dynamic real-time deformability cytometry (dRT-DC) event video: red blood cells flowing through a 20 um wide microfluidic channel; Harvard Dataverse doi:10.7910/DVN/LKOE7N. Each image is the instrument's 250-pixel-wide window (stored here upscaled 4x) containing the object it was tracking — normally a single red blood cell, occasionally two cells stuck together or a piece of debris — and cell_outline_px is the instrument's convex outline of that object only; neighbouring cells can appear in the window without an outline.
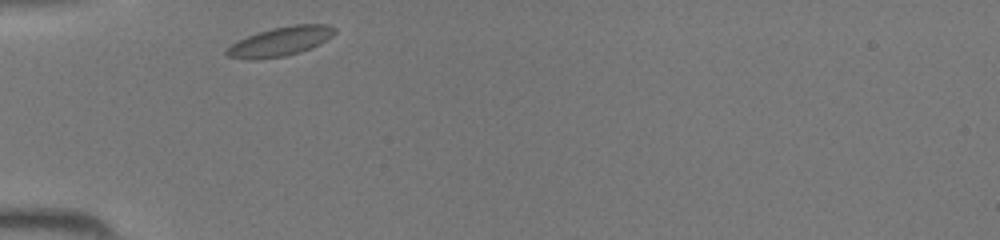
{"species": "common noctule bat (a hibernating species)", "species_latin": "Nyctalus noctula", "temperature_condition": "room temperature", "stored_images_in_passage": 25, "camera_frame_rate_fps": 3000, "um_per_image_px": 0.085, "animal": {"sex": "female", "body_mass_g": 19.5, "forearm_length_mm": 54.1}, "frame": {"image": 1, "passage_image": 1, "time_ms": 0.0, "image_size_px": [1000, 240], "cell_outline_px": [[336, 32], [332, 36], [320, 44], [312, 48], [300, 52], [284, 56], [256, 60], [248, 60], [228, 56], [224, 52], [232, 44], [256, 32], [272, 28], [292, 24], [328, 24], [336, 28]], "centroid_in_image_um": [23.86, 3.52], "position_along_channel_um": 61.1, "area_um2": 18.5}}
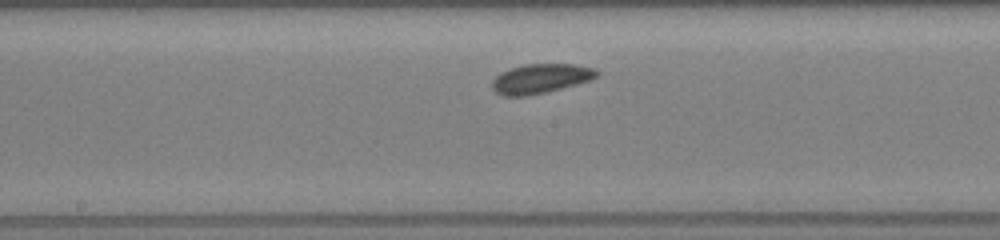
{"frame": {"image": 2, "passage_image": 11, "time_ms": 3.333, "image_size_px": [1000, 240], "cell_outline_px": [[596, 76], [592, 80], [528, 96], [504, 96], [496, 92], [492, 88], [492, 80], [500, 72], [524, 64], [572, 64], [592, 68], [596, 72]], "centroid_in_image_um": [45.89, 6.68], "position_along_channel_um": 202.3, "area_um2": 17.69}}
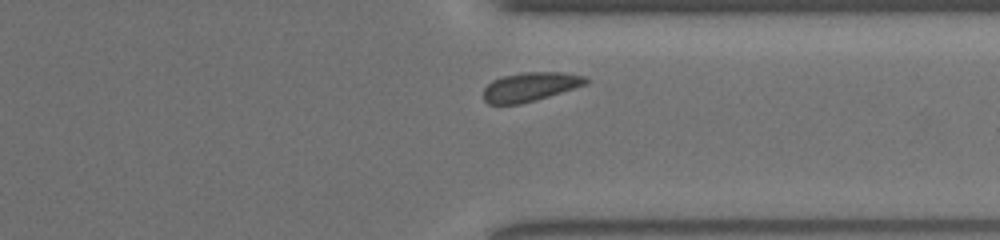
{"frame": {"image": 3, "passage_image": 22, "time_ms": 7.0, "image_size_px": [1000, 240], "cell_outline_px": [[588, 84], [536, 100], [520, 104], [488, 104], [484, 100], [484, 88], [492, 80], [504, 76], [520, 72], [564, 72], [588, 76]], "centroid_in_image_um": [45.1, 7.37], "position_along_channel_um": 366.3, "area_um2": 17.46}}